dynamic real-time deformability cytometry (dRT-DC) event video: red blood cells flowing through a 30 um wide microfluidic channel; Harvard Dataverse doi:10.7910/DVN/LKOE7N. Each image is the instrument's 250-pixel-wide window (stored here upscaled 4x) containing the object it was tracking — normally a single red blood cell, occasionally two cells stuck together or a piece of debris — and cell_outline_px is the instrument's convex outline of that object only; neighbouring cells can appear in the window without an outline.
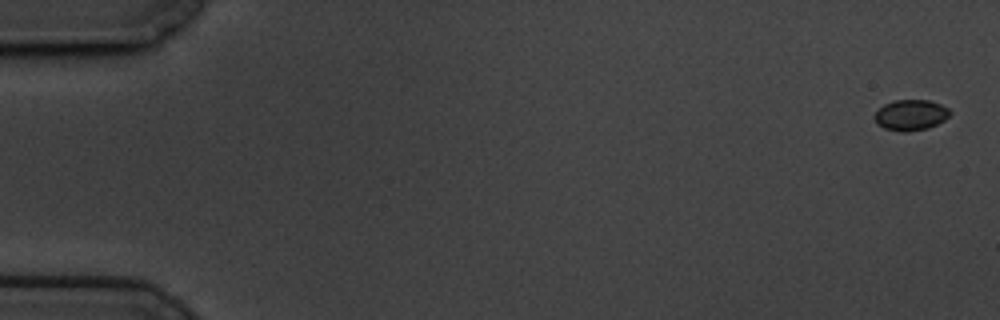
{"species": "common noctule bat (a hibernating species)", "species_latin": "Nyctalus noctula", "temperature_condition": "cold", "stored_images_in_passage": 59, "camera_frame_rate_fps": 3000, "um_per_image_px": 0.085, "animal": {"sex": "male", "body_mass_g": 19.5, "forearm_length_mm": 54.6}, "frame": {"image": 1, "passage_image": 1, "time_ms": 0.0, "image_size_px": [1000, 320], "cell_outline_px": [[952, 112], [944, 120], [928, 128], [904, 132], [900, 132], [884, 128], [876, 124], [872, 116], [884, 104], [892, 100], [928, 100], [940, 104], [948, 108]], "centroid_in_image_um": [77.38, 9.78], "position_along_channel_um": 7.6, "area_um2": 13.58}}
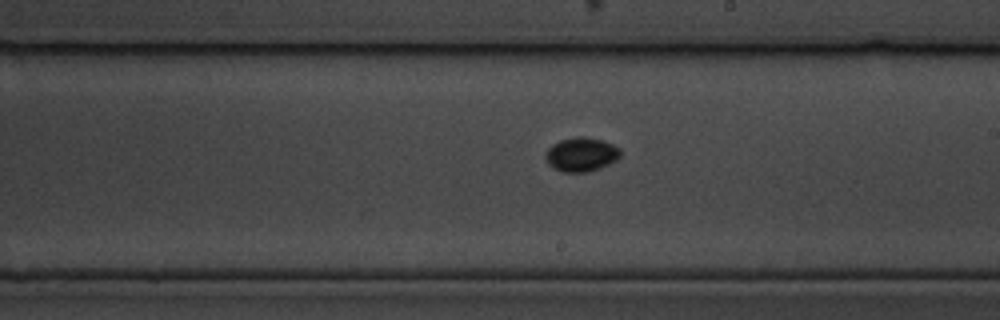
{"frame": {"image": 2, "passage_image": 34, "time_ms": 11.0, "image_size_px": [1000, 320], "cell_outline_px": [[620, 156], [616, 160], [600, 168], [588, 172], [560, 172], [552, 168], [548, 164], [544, 156], [544, 152], [552, 144], [560, 140], [600, 140], [612, 144], [620, 148]], "centroid_in_image_um": [49.36, 13.2], "position_along_channel_um": 239.6, "area_um2": 14.33}}
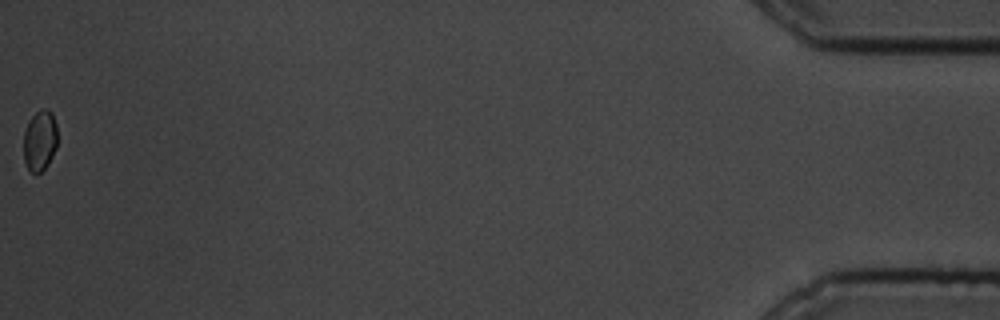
{"frame": {"image": 3, "passage_image": 59, "time_ms": 19.333, "image_size_px": [1000, 320], "cell_outline_px": [[56, 148], [48, 164], [40, 172], [32, 172], [28, 168], [24, 160], [24, 132], [28, 120], [40, 108], [48, 108], [52, 112], [56, 124]], "centroid_in_image_um": [3.38, 11.89], "position_along_channel_um": 431.8, "area_um2": 11.96}}